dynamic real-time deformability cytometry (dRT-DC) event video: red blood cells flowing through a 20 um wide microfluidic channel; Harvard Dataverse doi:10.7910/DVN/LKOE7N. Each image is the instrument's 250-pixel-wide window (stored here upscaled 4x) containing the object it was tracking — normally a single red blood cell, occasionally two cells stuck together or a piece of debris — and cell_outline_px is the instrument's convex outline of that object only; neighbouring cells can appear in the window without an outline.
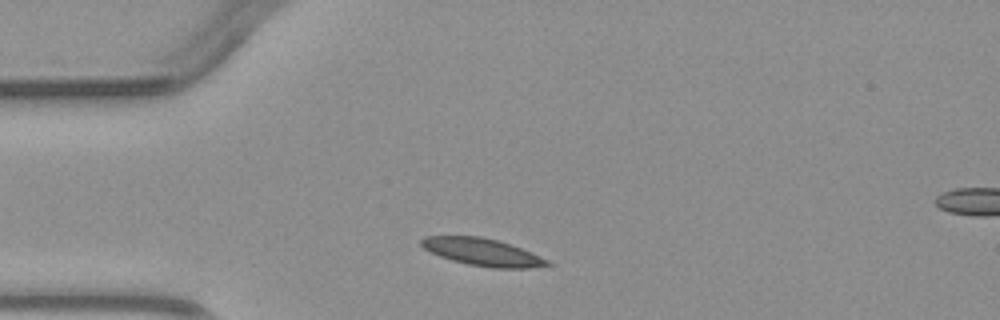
{"species": "common noctule bat (a hibernating species)", "species_latin": "Nyctalus noctula", "temperature_condition": "warm", "stored_images_in_passage": 2, "segment_of_instrument_passage": [1, 2], "camera_frame_rate_fps": 3000, "um_per_image_px": 0.085, "animal": {"sex": "male", "body_mass_g": 23.1, "forearm_length_mm": 52.7}, "frame": {"image": 1, "passage_image": 1, "time_ms": 0.0, "image_size_px": [1000, 320], "cell_outline_px": [[552, 264], [528, 268], [492, 268], [468, 264], [452, 260], [440, 256], [424, 248], [420, 244], [420, 240], [424, 236], [480, 236], [496, 240], [520, 248], [548, 260]], "centroid_in_image_um": [40.96, 21.42], "position_along_channel_um": 44.0, "area_um2": 19.71}}